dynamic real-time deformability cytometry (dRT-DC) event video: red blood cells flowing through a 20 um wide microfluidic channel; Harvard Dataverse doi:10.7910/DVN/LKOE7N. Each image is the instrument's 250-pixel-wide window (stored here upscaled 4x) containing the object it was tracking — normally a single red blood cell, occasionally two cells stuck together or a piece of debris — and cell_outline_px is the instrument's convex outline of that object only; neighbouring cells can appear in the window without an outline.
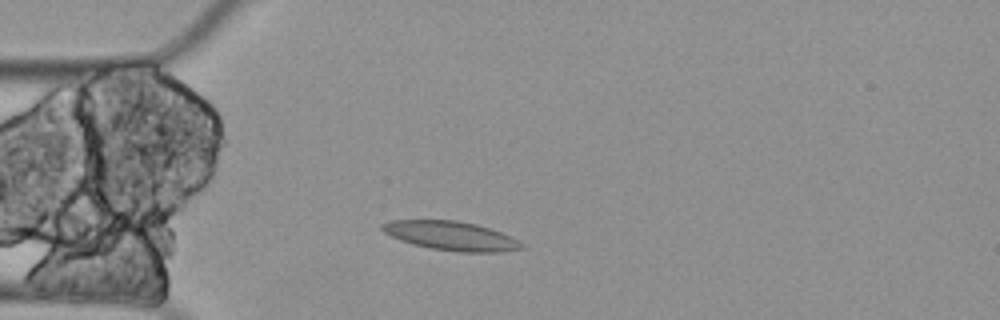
{"species": "Egyptian fruit bat (a non-hibernating species)", "species_latin": "Rousettus aegyptiacus", "temperature_condition": "cold", "stored_images_in_passage": 7, "camera_frame_rate_fps": 3000, "um_per_image_px": 0.085, "animal": {"sex": "female"}, "frame": {"image": 1, "passage_image": 3, "time_ms": 0.667, "image_size_px": [1000, 320], "cell_outline_px": [[524, 248], [500, 252], [460, 252], [432, 248], [412, 244], [400, 240], [384, 232], [380, 228], [380, 224], [392, 220], [456, 220], [476, 224], [512, 236], [520, 240], [524, 244]], "centroid_in_image_um": [38.36, 20.04], "position_along_channel_um": 46.6, "area_um2": 23.58}}
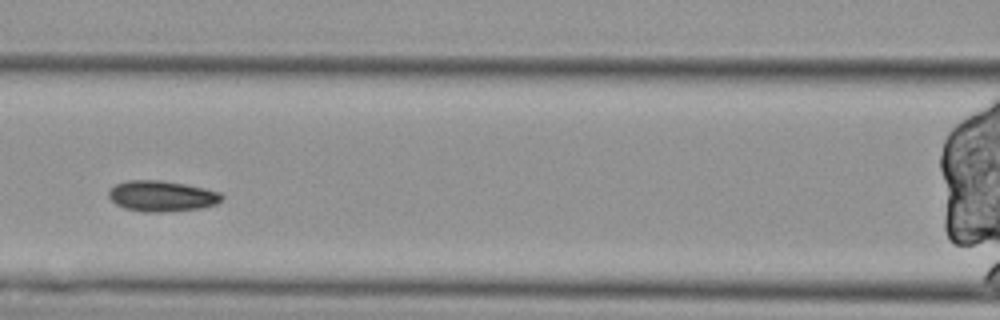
{"frame": {"image": 2, "passage_image": 6, "time_ms": 1.667, "image_size_px": [1000, 320], "cell_outline_px": [[224, 196], [216, 204], [200, 208], [164, 212], [144, 212], [124, 208], [116, 204], [108, 196], [108, 192], [116, 184], [128, 180], [160, 180], [184, 184], [204, 188], [220, 192]], "centroid_in_image_um": [13.74, 16.67], "position_along_channel_um": 152.9, "area_um2": 20.17}}
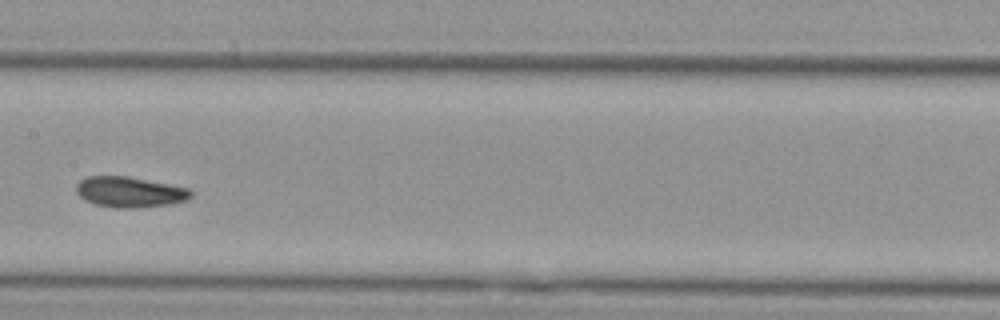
{"frame": {"image": 3, "passage_image": 7, "time_ms": 2.0, "image_size_px": [1000, 320], "cell_outline_px": [[192, 196], [188, 200], [168, 204], [132, 208], [116, 208], [96, 204], [84, 200], [76, 192], [76, 184], [80, 180], [88, 176], [128, 176], [188, 188], [192, 192]], "centroid_in_image_um": [11.0, 16.32], "position_along_channel_um": 196.4, "area_um2": 20.35}}